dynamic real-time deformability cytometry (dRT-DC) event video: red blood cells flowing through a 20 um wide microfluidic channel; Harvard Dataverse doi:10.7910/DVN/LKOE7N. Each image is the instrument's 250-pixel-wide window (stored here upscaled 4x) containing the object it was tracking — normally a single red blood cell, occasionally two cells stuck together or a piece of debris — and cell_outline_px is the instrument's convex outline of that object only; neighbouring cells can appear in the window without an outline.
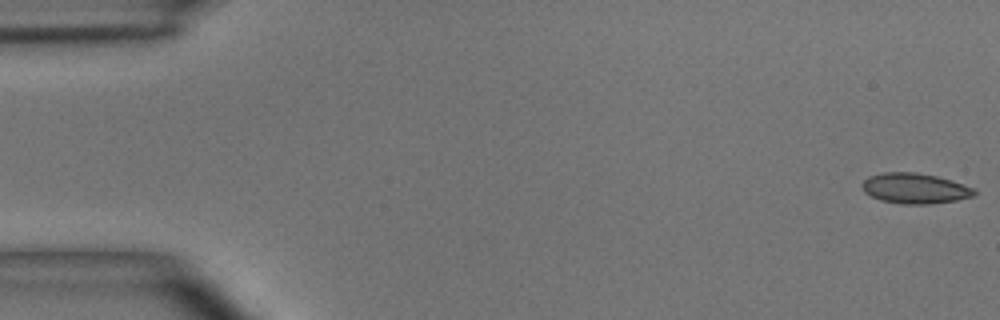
{"species": "common noctule bat (a hibernating species)", "species_latin": "Nyctalus noctula", "temperature_condition": "room temperature", "stored_images_in_passage": 49, "camera_frame_rate_fps": 3000, "um_per_image_px": 0.085, "animal": {"sex": "male", "body_mass_g": 15.6}, "frame": {"image": 1, "passage_image": 1, "time_ms": 0.0, "image_size_px": [1000, 320], "cell_outline_px": [[976, 196], [956, 200], [928, 204], [900, 204], [880, 200], [864, 192], [860, 184], [868, 176], [884, 172], [916, 172], [936, 176], [952, 180], [972, 188], [976, 192]], "centroid_in_image_um": [77.74, 16.01], "position_along_channel_um": 7.3, "area_um2": 19.94}}
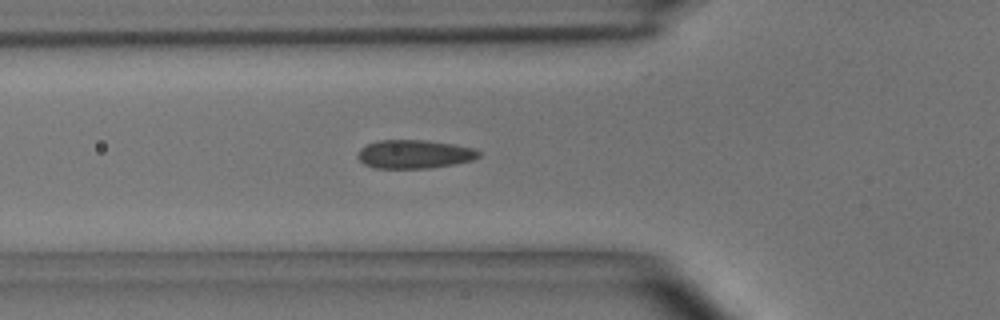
{"frame": {"image": 2, "passage_image": 17, "time_ms": 5.333, "image_size_px": [1000, 320], "cell_outline_px": [[480, 156], [472, 160], [456, 164], [428, 168], [372, 168], [364, 164], [356, 156], [360, 148], [368, 144], [380, 140], [428, 140], [452, 144], [472, 148], [480, 152]], "centroid_in_image_um": [35.2, 13.11], "position_along_channel_um": 90.6, "area_um2": 20.17}}
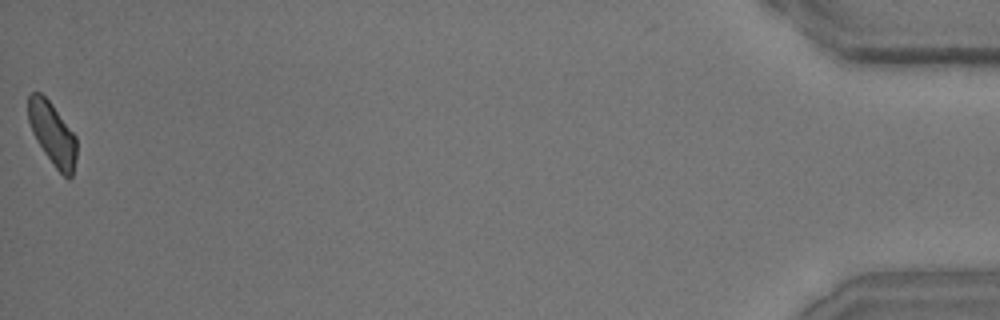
{"frame": {"image": 3, "passage_image": 49, "time_ms": 16.0, "image_size_px": [1000, 320], "cell_outline_px": [[76, 160], [72, 176], [68, 180], [56, 168], [44, 152], [36, 140], [32, 132], [28, 120], [28, 96], [32, 92], [40, 92], [52, 104], [76, 136]], "centroid_in_image_um": [4.46, 11.37], "position_along_channel_um": 430.7, "area_um2": 17.63}, "authors_computed_cell_mechanics": {"area_um2": 19.652, "velocity_mm_per_s": 4.0785, "shape_relaxation_time_tau1_ms": 4.6772, "shape_relaxation_time_tau2_ms": 1.4318, "deformation_change_tau1": 0.1112, "deformation_change_tau2": 0.0686}}